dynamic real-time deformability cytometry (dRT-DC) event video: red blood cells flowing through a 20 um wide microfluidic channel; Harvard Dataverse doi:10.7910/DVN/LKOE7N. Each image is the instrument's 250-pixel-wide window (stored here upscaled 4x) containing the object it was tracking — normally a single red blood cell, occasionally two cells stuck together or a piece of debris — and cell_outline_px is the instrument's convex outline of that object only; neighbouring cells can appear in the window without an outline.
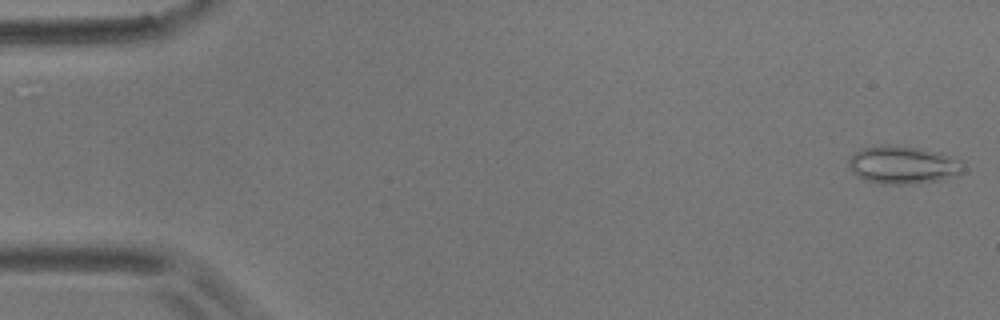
{"species": "common noctule bat (a hibernating species)", "species_latin": "Nyctalus noctula", "temperature_condition": "room temperature", "stored_images_in_passage": 56, "camera_frame_rate_fps": 3000, "um_per_image_px": 0.085, "animal": {"sex": "male", "body_mass_g": 17.9}, "frame": {"image": 1, "passage_image": 1, "time_ms": 0.0, "image_size_px": [1000, 320], "cell_outline_px": [[964, 168], [956, 176], [940, 180], [908, 184], [884, 184], [864, 180], [856, 176], [852, 172], [848, 164], [848, 160], [860, 148], [916, 148], [940, 152], [964, 160]], "centroid_in_image_um": [76.81, 14.07], "position_along_channel_um": 8.2, "area_um2": 24.68}}
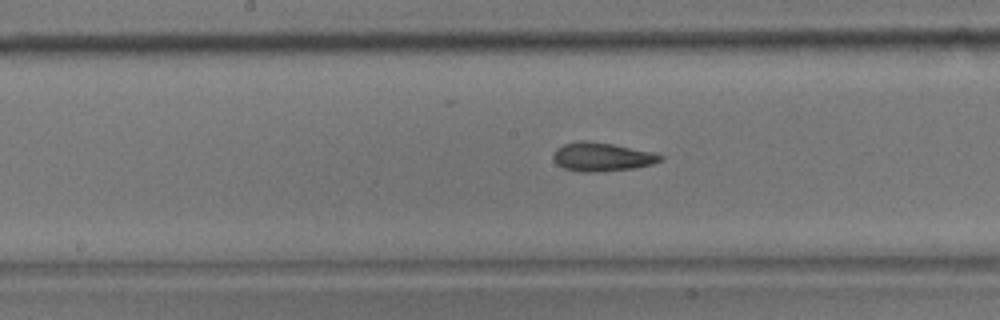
{"frame": {"image": 2, "passage_image": 28, "time_ms": 9.0, "image_size_px": [1000, 320], "cell_outline_px": [[664, 156], [660, 160], [652, 164], [632, 168], [600, 172], [580, 172], [564, 168], [556, 164], [552, 156], [556, 148], [564, 144], [580, 140], [584, 140], [612, 144], [652, 152]], "centroid_in_image_um": [51.11, 13.34], "position_along_channel_um": 197.1, "area_um2": 17.8}}
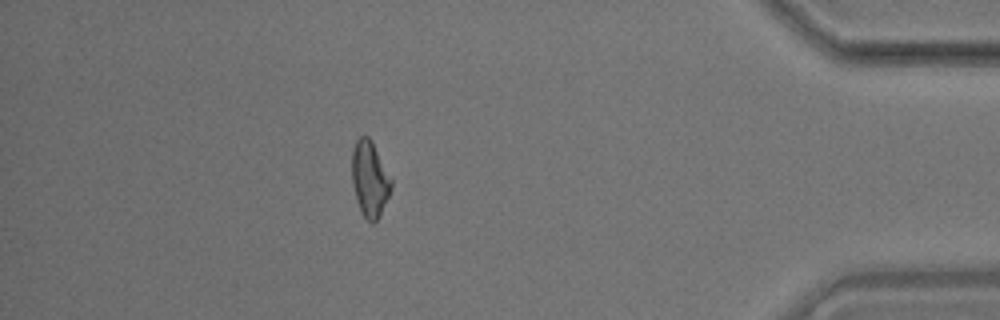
{"frame": {"image": 3, "passage_image": 49, "time_ms": 16.0, "image_size_px": [1000, 320], "cell_outline_px": [[392, 188], [376, 220], [372, 224], [360, 212], [356, 200], [352, 184], [352, 148], [356, 140], [360, 136], [368, 136], [372, 140], [392, 180]], "centroid_in_image_um": [31.41, 15.18], "position_along_channel_um": 403.8, "area_um2": 17.28}, "authors_computed_cell_mechanics": {"area_um2": 17.629, "velocity_mm_per_s": 3.5904, "shape_relaxation_time_tau1_ms": 10.1569, "shape_relaxation_time_tau2_ms": 3.0188, "deformation_change_tau1": 0.1926, "deformation_change_tau2": 0.0995}}